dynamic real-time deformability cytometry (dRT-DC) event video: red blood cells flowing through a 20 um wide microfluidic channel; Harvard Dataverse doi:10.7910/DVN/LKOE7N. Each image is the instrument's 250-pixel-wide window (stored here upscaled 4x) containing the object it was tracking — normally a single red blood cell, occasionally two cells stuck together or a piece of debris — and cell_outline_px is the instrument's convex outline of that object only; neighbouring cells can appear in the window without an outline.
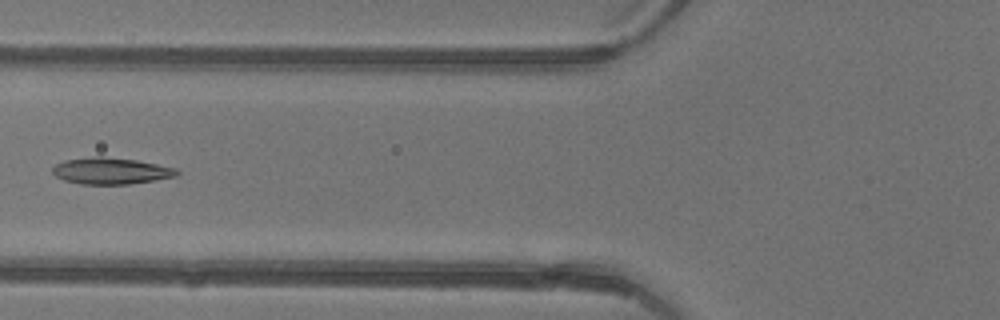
{"species": "common noctule bat (a hibernating species)", "species_latin": "Nyctalus noctula", "temperature_condition": "warm", "stored_images_in_passage": 6, "camera_frame_rate_fps": 3000, "um_per_image_px": 0.085, "animal": {"sex": "female"}, "frame": {"image": 1, "passage_image": 6, "time_ms": 1.667, "image_size_px": [1000, 320], "cell_outline_px": [[180, 172], [176, 176], [156, 180], [128, 184], [80, 184], [64, 180], [56, 176], [52, 172], [52, 168], [56, 164], [64, 160], [96, 156], [100, 156], [136, 160], [176, 168]], "centroid_in_image_um": [9.42, 14.53], "position_along_channel_um": 116.4, "area_um2": 19.13}}